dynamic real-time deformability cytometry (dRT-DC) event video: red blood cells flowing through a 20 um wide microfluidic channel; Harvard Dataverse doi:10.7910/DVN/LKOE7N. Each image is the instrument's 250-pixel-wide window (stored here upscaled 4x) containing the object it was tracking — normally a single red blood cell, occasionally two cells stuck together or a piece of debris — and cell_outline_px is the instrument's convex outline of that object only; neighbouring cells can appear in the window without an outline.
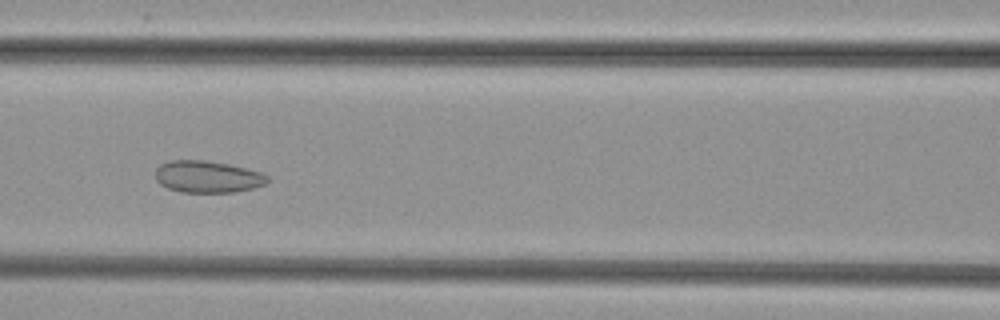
{"species": "common noctule bat (a hibernating species)", "species_latin": "Nyctalus noctula", "temperature_condition": "cold", "stored_images_in_passage": 49, "camera_frame_rate_fps": 3000, "um_per_image_px": 0.085, "animal": {"sex": "female", "body_mass_g": 29.2, "forearm_length_mm": 56.3}, "frame": {"image": 1, "passage_image": 20, "time_ms": 6.333, "image_size_px": [1000, 320], "cell_outline_px": [[268, 180], [264, 184], [252, 188], [236, 192], [180, 192], [168, 188], [160, 184], [156, 180], [156, 168], [160, 164], [172, 160], [208, 160], [228, 164], [260, 172], [268, 176]], "centroid_in_image_um": [17.61, 15.02], "position_along_channel_um": 149.0, "area_um2": 20.75}}
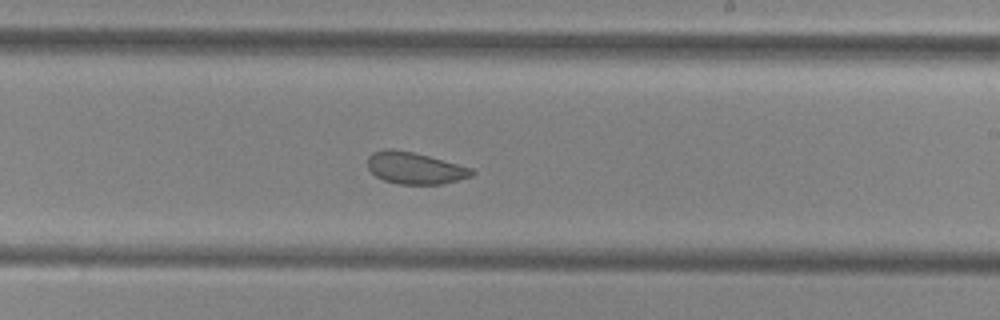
{"frame": {"image": 2, "passage_image": 28, "time_ms": 9.0, "image_size_px": [1000, 320], "cell_outline_px": [[476, 172], [472, 176], [444, 184], [400, 184], [384, 180], [376, 176], [368, 168], [368, 156], [372, 152], [384, 148], [392, 148], [412, 152], [428, 156], [472, 168]], "centroid_in_image_um": [35.25, 14.28], "position_along_channel_um": 253.7, "area_um2": 19.31}}
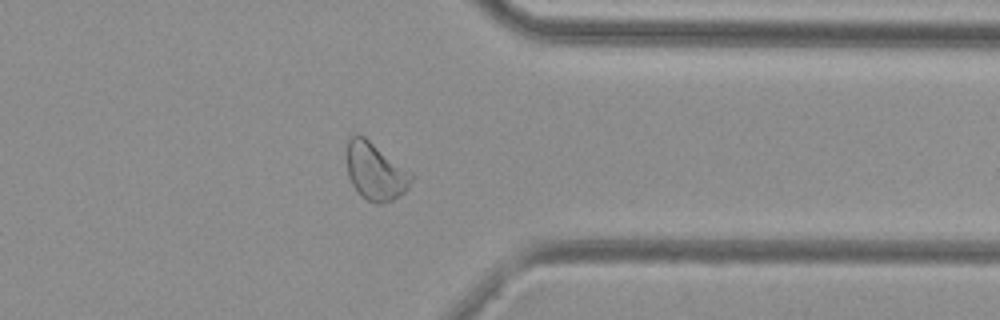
{"frame": {"image": 3, "passage_image": 38, "time_ms": 12.333, "image_size_px": [1000, 320], "cell_outline_px": [[412, 180], [408, 188], [404, 192], [392, 200], [384, 204], [376, 204], [368, 200], [352, 184], [348, 176], [344, 152], [348, 140], [356, 132], [364, 136], [412, 172]], "centroid_in_image_um": [31.87, 14.53], "position_along_channel_um": 379.5, "area_um2": 21.85}}